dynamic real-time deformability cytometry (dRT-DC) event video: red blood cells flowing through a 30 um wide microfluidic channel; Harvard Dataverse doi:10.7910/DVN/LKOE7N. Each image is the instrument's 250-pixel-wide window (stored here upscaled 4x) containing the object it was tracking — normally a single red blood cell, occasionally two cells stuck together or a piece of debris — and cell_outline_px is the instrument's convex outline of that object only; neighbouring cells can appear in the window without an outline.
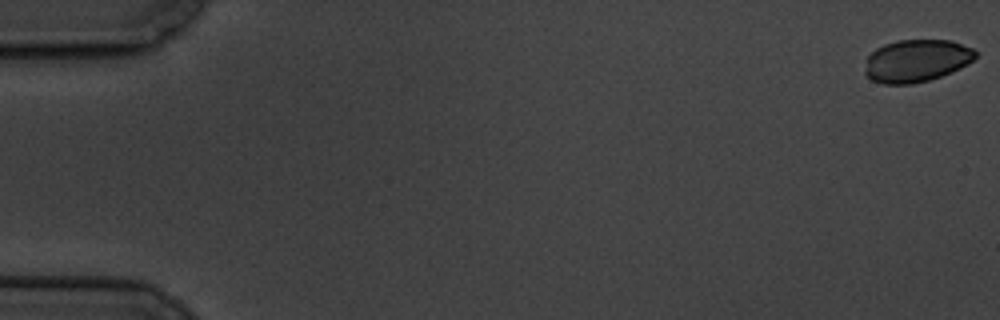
{"species": "common noctule bat (a hibernating species)", "species_latin": "Nyctalus noctula", "temperature_condition": "cold", "stored_images_in_passage": 9, "camera_frame_rate_fps": 3000, "um_per_image_px": 0.085, "animal": {"sex": "male", "body_mass_g": 19.5, "forearm_length_mm": 54.6}, "frame": {"image": 1, "passage_image": 1, "time_ms": 0.0, "image_size_px": [1000, 320], "cell_outline_px": [[980, 52], [968, 64], [952, 72], [928, 80], [912, 84], [884, 84], [872, 80], [864, 72], [868, 56], [876, 48], [884, 44], [896, 40], [952, 40], [972, 48]], "centroid_in_image_um": [77.92, 5.15], "position_along_channel_um": 7.1, "area_um2": 27.46}}
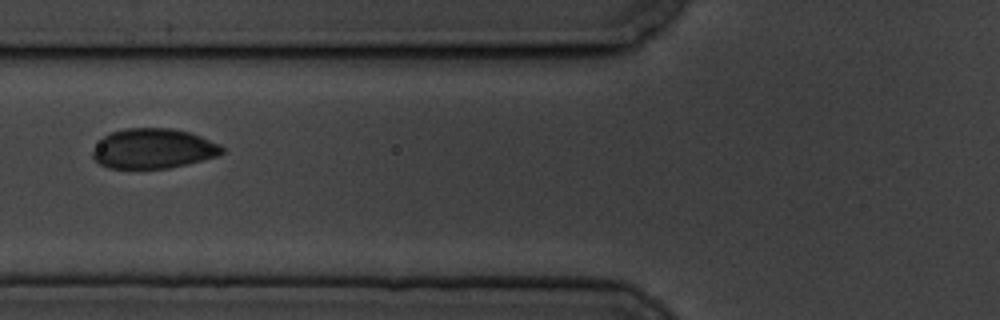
{"frame": {"image": 2, "passage_image": 7, "time_ms": 7.667, "image_size_px": [1000, 320], "cell_outline_px": [[224, 152], [216, 156], [168, 168], [108, 168], [100, 164], [92, 156], [92, 152], [100, 140], [104, 136], [112, 132], [124, 128], [172, 128], [188, 132], [200, 136], [220, 144], [224, 148]], "centroid_in_image_um": [13.01, 12.62], "position_along_channel_um": 112.8, "area_um2": 29.82}}
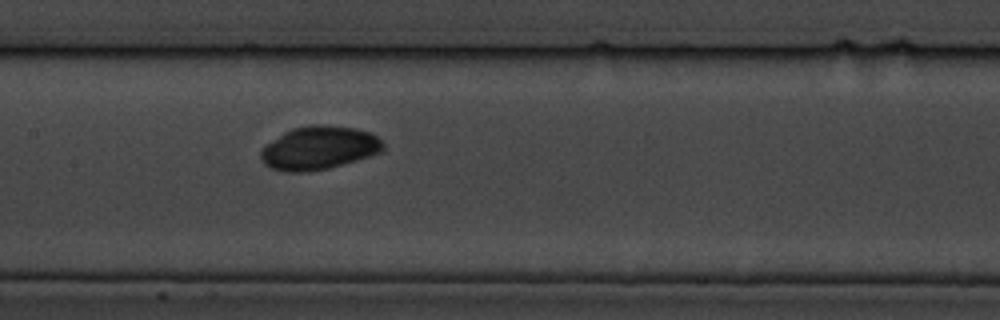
{"frame": {"image": 3, "passage_image": 9, "time_ms": 9.667, "image_size_px": [1000, 320], "cell_outline_px": [[384, 148], [380, 152], [356, 160], [328, 168], [308, 172], [288, 172], [272, 168], [264, 164], [260, 156], [260, 148], [264, 144], [284, 132], [292, 128], [312, 124], [320, 124], [356, 128], [372, 132], [384, 144]], "centroid_in_image_um": [27.07, 12.56], "position_along_channel_um": 180.3, "area_um2": 31.04}}